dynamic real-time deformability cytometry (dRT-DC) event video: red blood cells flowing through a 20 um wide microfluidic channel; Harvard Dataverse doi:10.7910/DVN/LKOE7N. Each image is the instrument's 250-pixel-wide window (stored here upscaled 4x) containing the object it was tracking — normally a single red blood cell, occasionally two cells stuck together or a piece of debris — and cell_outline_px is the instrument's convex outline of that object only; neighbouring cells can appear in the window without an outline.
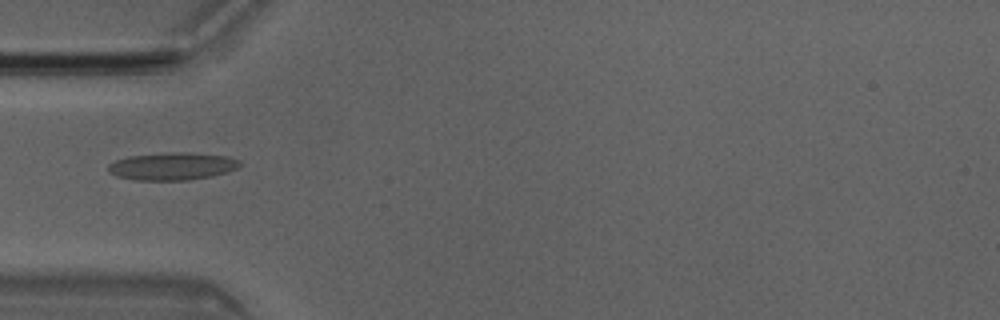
{"species": "Egyptian fruit bat (a non-hibernating species)", "species_latin": "Rousettus aegyptiacus", "temperature_condition": "room temperature", "stored_images_in_passage": 4, "camera_frame_rate_fps": 3000, "um_per_image_px": 0.085, "animal": {"sex": "male"}, "frame": {"image": 1, "passage_image": 4, "time_ms": 1.0, "image_size_px": [1000, 320], "cell_outline_px": [[240, 164], [236, 168], [228, 172], [212, 176], [188, 180], [136, 180], [116, 176], [108, 172], [108, 164], [116, 160], [128, 156], [172, 152], [188, 152], [228, 156], [240, 160]], "centroid_in_image_um": [14.64, 14.13], "position_along_channel_um": 70.4, "area_um2": 21.21}}